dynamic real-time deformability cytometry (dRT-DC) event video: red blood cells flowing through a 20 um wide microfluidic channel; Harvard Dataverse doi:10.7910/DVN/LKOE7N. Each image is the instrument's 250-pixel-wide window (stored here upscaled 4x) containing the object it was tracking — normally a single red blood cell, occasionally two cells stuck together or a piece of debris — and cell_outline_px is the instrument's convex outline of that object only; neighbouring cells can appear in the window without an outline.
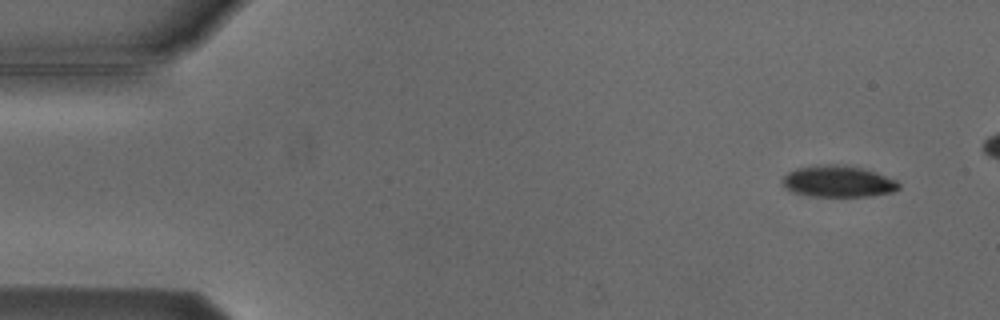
{"species": "Egyptian fruit bat (a non-hibernating species)", "species_latin": "Rousettus aegyptiacus", "temperature_condition": "cold", "stored_images_in_passage": 2, "camera_frame_rate_fps": 3000, "um_per_image_px": 0.085, "animal": {"sex": "male"}, "frame": {"image": 1, "passage_image": 1, "time_ms": 0.0, "image_size_px": [1000, 320], "cell_outline_px": [[900, 188], [892, 192], [872, 196], [812, 196], [792, 192], [784, 184], [784, 176], [788, 172], [796, 168], [820, 164], [836, 164], [860, 168], [876, 172], [896, 180], [900, 184]], "centroid_in_image_um": [71.26, 15.42], "position_along_channel_um": 13.7, "area_um2": 21.15}}